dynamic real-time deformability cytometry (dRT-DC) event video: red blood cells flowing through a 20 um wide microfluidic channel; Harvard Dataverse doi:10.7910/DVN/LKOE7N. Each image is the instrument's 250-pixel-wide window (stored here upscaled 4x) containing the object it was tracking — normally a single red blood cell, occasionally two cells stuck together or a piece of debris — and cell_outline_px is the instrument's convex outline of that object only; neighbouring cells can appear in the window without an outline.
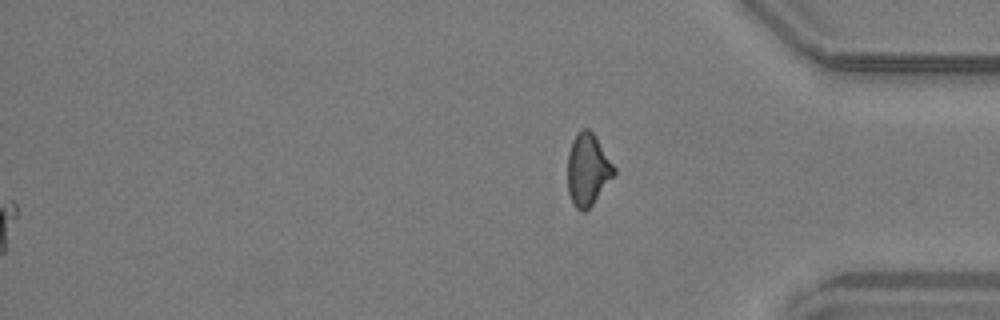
{"species": "common noctule bat (a hibernating species)", "species_latin": "Nyctalus noctula", "temperature_condition": "warm", "stored_images_in_passage": 41, "segment_of_instrument_passage": [2, 2], "camera_frame_rate_fps": 3000, "um_per_image_px": 0.085, "animal": {"sex": "male", "body_mass_g": 19.2, "forearm_length_mm": 51.8}, "frame": {"image": 1, "passage_image": 41, "time_ms": 13.333, "image_size_px": [1000, 320], "cell_outline_px": [[616, 172], [592, 204], [584, 212], [580, 212], [572, 204], [568, 192], [568, 152], [572, 140], [584, 128], [588, 128], [592, 132], [616, 168]], "centroid_in_image_um": [49.94, 14.44], "position_along_channel_um": 385.3, "area_um2": 19.19}}